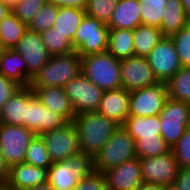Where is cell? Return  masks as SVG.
<instances>
[{"label":"cell","mask_w":190,"mask_h":190,"mask_svg":"<svg viewBox=\"0 0 190 190\" xmlns=\"http://www.w3.org/2000/svg\"><path fill=\"white\" fill-rule=\"evenodd\" d=\"M47 109L61 115L67 122H73L76 114L64 87H31Z\"/></svg>","instance_id":"obj_19"},{"label":"cell","mask_w":190,"mask_h":190,"mask_svg":"<svg viewBox=\"0 0 190 190\" xmlns=\"http://www.w3.org/2000/svg\"><path fill=\"white\" fill-rule=\"evenodd\" d=\"M0 190H16L7 181L0 182Z\"/></svg>","instance_id":"obj_49"},{"label":"cell","mask_w":190,"mask_h":190,"mask_svg":"<svg viewBox=\"0 0 190 190\" xmlns=\"http://www.w3.org/2000/svg\"><path fill=\"white\" fill-rule=\"evenodd\" d=\"M25 190H55V189L51 186V184L48 181H46L45 183L27 188Z\"/></svg>","instance_id":"obj_47"},{"label":"cell","mask_w":190,"mask_h":190,"mask_svg":"<svg viewBox=\"0 0 190 190\" xmlns=\"http://www.w3.org/2000/svg\"><path fill=\"white\" fill-rule=\"evenodd\" d=\"M68 122L59 114L47 109L36 96L34 90L27 86L26 129L35 135L62 128Z\"/></svg>","instance_id":"obj_12"},{"label":"cell","mask_w":190,"mask_h":190,"mask_svg":"<svg viewBox=\"0 0 190 190\" xmlns=\"http://www.w3.org/2000/svg\"><path fill=\"white\" fill-rule=\"evenodd\" d=\"M167 187L155 184V183H149V182H142L141 186L137 190H166Z\"/></svg>","instance_id":"obj_45"},{"label":"cell","mask_w":190,"mask_h":190,"mask_svg":"<svg viewBox=\"0 0 190 190\" xmlns=\"http://www.w3.org/2000/svg\"><path fill=\"white\" fill-rule=\"evenodd\" d=\"M166 190H174L172 187L166 188Z\"/></svg>","instance_id":"obj_52"},{"label":"cell","mask_w":190,"mask_h":190,"mask_svg":"<svg viewBox=\"0 0 190 190\" xmlns=\"http://www.w3.org/2000/svg\"><path fill=\"white\" fill-rule=\"evenodd\" d=\"M186 22L181 0H168L160 25L162 35L170 37L185 27Z\"/></svg>","instance_id":"obj_27"},{"label":"cell","mask_w":190,"mask_h":190,"mask_svg":"<svg viewBox=\"0 0 190 190\" xmlns=\"http://www.w3.org/2000/svg\"><path fill=\"white\" fill-rule=\"evenodd\" d=\"M168 83H156L130 92L128 116L150 117L159 115L168 99Z\"/></svg>","instance_id":"obj_8"},{"label":"cell","mask_w":190,"mask_h":190,"mask_svg":"<svg viewBox=\"0 0 190 190\" xmlns=\"http://www.w3.org/2000/svg\"><path fill=\"white\" fill-rule=\"evenodd\" d=\"M121 60L105 51L81 57V73L100 89L115 90L121 88Z\"/></svg>","instance_id":"obj_4"},{"label":"cell","mask_w":190,"mask_h":190,"mask_svg":"<svg viewBox=\"0 0 190 190\" xmlns=\"http://www.w3.org/2000/svg\"><path fill=\"white\" fill-rule=\"evenodd\" d=\"M64 90L69 97L75 114L97 111L104 90L92 83L83 73L71 79Z\"/></svg>","instance_id":"obj_10"},{"label":"cell","mask_w":190,"mask_h":190,"mask_svg":"<svg viewBox=\"0 0 190 190\" xmlns=\"http://www.w3.org/2000/svg\"><path fill=\"white\" fill-rule=\"evenodd\" d=\"M3 3L8 5L10 8H12L16 3H18L20 0H1Z\"/></svg>","instance_id":"obj_50"},{"label":"cell","mask_w":190,"mask_h":190,"mask_svg":"<svg viewBox=\"0 0 190 190\" xmlns=\"http://www.w3.org/2000/svg\"><path fill=\"white\" fill-rule=\"evenodd\" d=\"M58 6L46 3L32 18L28 29L41 33L53 27L58 13Z\"/></svg>","instance_id":"obj_35"},{"label":"cell","mask_w":190,"mask_h":190,"mask_svg":"<svg viewBox=\"0 0 190 190\" xmlns=\"http://www.w3.org/2000/svg\"><path fill=\"white\" fill-rule=\"evenodd\" d=\"M139 159L144 182L160 184L167 188L173 186L180 167L172 150L163 155Z\"/></svg>","instance_id":"obj_13"},{"label":"cell","mask_w":190,"mask_h":190,"mask_svg":"<svg viewBox=\"0 0 190 190\" xmlns=\"http://www.w3.org/2000/svg\"><path fill=\"white\" fill-rule=\"evenodd\" d=\"M27 86H21L0 109V123L26 128Z\"/></svg>","instance_id":"obj_21"},{"label":"cell","mask_w":190,"mask_h":190,"mask_svg":"<svg viewBox=\"0 0 190 190\" xmlns=\"http://www.w3.org/2000/svg\"><path fill=\"white\" fill-rule=\"evenodd\" d=\"M161 137L172 149L190 125V103L167 99L159 113Z\"/></svg>","instance_id":"obj_7"},{"label":"cell","mask_w":190,"mask_h":190,"mask_svg":"<svg viewBox=\"0 0 190 190\" xmlns=\"http://www.w3.org/2000/svg\"><path fill=\"white\" fill-rule=\"evenodd\" d=\"M109 27L101 20L85 15L74 38V50L82 57L107 51Z\"/></svg>","instance_id":"obj_6"},{"label":"cell","mask_w":190,"mask_h":190,"mask_svg":"<svg viewBox=\"0 0 190 190\" xmlns=\"http://www.w3.org/2000/svg\"><path fill=\"white\" fill-rule=\"evenodd\" d=\"M139 0H119L107 24L109 29L133 30L141 25Z\"/></svg>","instance_id":"obj_22"},{"label":"cell","mask_w":190,"mask_h":190,"mask_svg":"<svg viewBox=\"0 0 190 190\" xmlns=\"http://www.w3.org/2000/svg\"><path fill=\"white\" fill-rule=\"evenodd\" d=\"M138 158L155 157L168 153L171 149L161 137L138 138L135 141Z\"/></svg>","instance_id":"obj_34"},{"label":"cell","mask_w":190,"mask_h":190,"mask_svg":"<svg viewBox=\"0 0 190 190\" xmlns=\"http://www.w3.org/2000/svg\"><path fill=\"white\" fill-rule=\"evenodd\" d=\"M163 37L160 28L139 25L133 29L134 56L146 57Z\"/></svg>","instance_id":"obj_28"},{"label":"cell","mask_w":190,"mask_h":190,"mask_svg":"<svg viewBox=\"0 0 190 190\" xmlns=\"http://www.w3.org/2000/svg\"><path fill=\"white\" fill-rule=\"evenodd\" d=\"M85 15V9L69 6L59 7L53 28L64 34L73 44L75 32Z\"/></svg>","instance_id":"obj_25"},{"label":"cell","mask_w":190,"mask_h":190,"mask_svg":"<svg viewBox=\"0 0 190 190\" xmlns=\"http://www.w3.org/2000/svg\"><path fill=\"white\" fill-rule=\"evenodd\" d=\"M47 2L58 7L69 6L85 9L88 0H47Z\"/></svg>","instance_id":"obj_43"},{"label":"cell","mask_w":190,"mask_h":190,"mask_svg":"<svg viewBox=\"0 0 190 190\" xmlns=\"http://www.w3.org/2000/svg\"><path fill=\"white\" fill-rule=\"evenodd\" d=\"M167 83L170 99L190 103V67H182Z\"/></svg>","instance_id":"obj_30"},{"label":"cell","mask_w":190,"mask_h":190,"mask_svg":"<svg viewBox=\"0 0 190 190\" xmlns=\"http://www.w3.org/2000/svg\"><path fill=\"white\" fill-rule=\"evenodd\" d=\"M35 134L24 126L0 123V148L9 168L23 163Z\"/></svg>","instance_id":"obj_9"},{"label":"cell","mask_w":190,"mask_h":190,"mask_svg":"<svg viewBox=\"0 0 190 190\" xmlns=\"http://www.w3.org/2000/svg\"><path fill=\"white\" fill-rule=\"evenodd\" d=\"M158 81H168L181 68V62L171 37L163 36L146 56Z\"/></svg>","instance_id":"obj_11"},{"label":"cell","mask_w":190,"mask_h":190,"mask_svg":"<svg viewBox=\"0 0 190 190\" xmlns=\"http://www.w3.org/2000/svg\"><path fill=\"white\" fill-rule=\"evenodd\" d=\"M122 127L134 141L138 138L159 137L161 133L159 115L150 117L128 116Z\"/></svg>","instance_id":"obj_24"},{"label":"cell","mask_w":190,"mask_h":190,"mask_svg":"<svg viewBox=\"0 0 190 190\" xmlns=\"http://www.w3.org/2000/svg\"><path fill=\"white\" fill-rule=\"evenodd\" d=\"M28 25L12 12L0 22V41L3 49H13L27 31Z\"/></svg>","instance_id":"obj_29"},{"label":"cell","mask_w":190,"mask_h":190,"mask_svg":"<svg viewBox=\"0 0 190 190\" xmlns=\"http://www.w3.org/2000/svg\"><path fill=\"white\" fill-rule=\"evenodd\" d=\"M186 26L190 28V17L187 18Z\"/></svg>","instance_id":"obj_51"},{"label":"cell","mask_w":190,"mask_h":190,"mask_svg":"<svg viewBox=\"0 0 190 190\" xmlns=\"http://www.w3.org/2000/svg\"><path fill=\"white\" fill-rule=\"evenodd\" d=\"M47 173L48 171L44 168L23 162L9 168L7 182L16 190H25L45 183L47 181Z\"/></svg>","instance_id":"obj_20"},{"label":"cell","mask_w":190,"mask_h":190,"mask_svg":"<svg viewBox=\"0 0 190 190\" xmlns=\"http://www.w3.org/2000/svg\"><path fill=\"white\" fill-rule=\"evenodd\" d=\"M47 3V0H20L12 8L11 12L27 25L33 16Z\"/></svg>","instance_id":"obj_39"},{"label":"cell","mask_w":190,"mask_h":190,"mask_svg":"<svg viewBox=\"0 0 190 190\" xmlns=\"http://www.w3.org/2000/svg\"><path fill=\"white\" fill-rule=\"evenodd\" d=\"M9 175V166L6 164L3 153L0 148V182L7 181Z\"/></svg>","instance_id":"obj_44"},{"label":"cell","mask_w":190,"mask_h":190,"mask_svg":"<svg viewBox=\"0 0 190 190\" xmlns=\"http://www.w3.org/2000/svg\"><path fill=\"white\" fill-rule=\"evenodd\" d=\"M81 56L76 52L50 56L30 82V87H64L81 71Z\"/></svg>","instance_id":"obj_3"},{"label":"cell","mask_w":190,"mask_h":190,"mask_svg":"<svg viewBox=\"0 0 190 190\" xmlns=\"http://www.w3.org/2000/svg\"><path fill=\"white\" fill-rule=\"evenodd\" d=\"M167 3L168 0H139L142 24L160 28Z\"/></svg>","instance_id":"obj_31"},{"label":"cell","mask_w":190,"mask_h":190,"mask_svg":"<svg viewBox=\"0 0 190 190\" xmlns=\"http://www.w3.org/2000/svg\"><path fill=\"white\" fill-rule=\"evenodd\" d=\"M136 157L134 139L122 126H119L88 164L94 171L105 173Z\"/></svg>","instance_id":"obj_2"},{"label":"cell","mask_w":190,"mask_h":190,"mask_svg":"<svg viewBox=\"0 0 190 190\" xmlns=\"http://www.w3.org/2000/svg\"><path fill=\"white\" fill-rule=\"evenodd\" d=\"M73 123L77 129L82 159L90 162L119 127L98 111L76 114Z\"/></svg>","instance_id":"obj_1"},{"label":"cell","mask_w":190,"mask_h":190,"mask_svg":"<svg viewBox=\"0 0 190 190\" xmlns=\"http://www.w3.org/2000/svg\"><path fill=\"white\" fill-rule=\"evenodd\" d=\"M0 73L20 86H30V82L27 80V64L14 49L1 51Z\"/></svg>","instance_id":"obj_23"},{"label":"cell","mask_w":190,"mask_h":190,"mask_svg":"<svg viewBox=\"0 0 190 190\" xmlns=\"http://www.w3.org/2000/svg\"><path fill=\"white\" fill-rule=\"evenodd\" d=\"M107 51L119 60L134 56L133 30L109 29Z\"/></svg>","instance_id":"obj_26"},{"label":"cell","mask_w":190,"mask_h":190,"mask_svg":"<svg viewBox=\"0 0 190 190\" xmlns=\"http://www.w3.org/2000/svg\"><path fill=\"white\" fill-rule=\"evenodd\" d=\"M11 13V8L0 0V22Z\"/></svg>","instance_id":"obj_46"},{"label":"cell","mask_w":190,"mask_h":190,"mask_svg":"<svg viewBox=\"0 0 190 190\" xmlns=\"http://www.w3.org/2000/svg\"><path fill=\"white\" fill-rule=\"evenodd\" d=\"M170 37L174 42L182 67H190V28L185 26Z\"/></svg>","instance_id":"obj_38"},{"label":"cell","mask_w":190,"mask_h":190,"mask_svg":"<svg viewBox=\"0 0 190 190\" xmlns=\"http://www.w3.org/2000/svg\"><path fill=\"white\" fill-rule=\"evenodd\" d=\"M174 190H190V168H180L174 180Z\"/></svg>","instance_id":"obj_42"},{"label":"cell","mask_w":190,"mask_h":190,"mask_svg":"<svg viewBox=\"0 0 190 190\" xmlns=\"http://www.w3.org/2000/svg\"><path fill=\"white\" fill-rule=\"evenodd\" d=\"M120 70L121 88L129 92L148 87L158 81L146 57L132 56L122 59Z\"/></svg>","instance_id":"obj_15"},{"label":"cell","mask_w":190,"mask_h":190,"mask_svg":"<svg viewBox=\"0 0 190 190\" xmlns=\"http://www.w3.org/2000/svg\"><path fill=\"white\" fill-rule=\"evenodd\" d=\"M20 87L15 81L0 73V109Z\"/></svg>","instance_id":"obj_41"},{"label":"cell","mask_w":190,"mask_h":190,"mask_svg":"<svg viewBox=\"0 0 190 190\" xmlns=\"http://www.w3.org/2000/svg\"><path fill=\"white\" fill-rule=\"evenodd\" d=\"M89 167L83 159L52 163L47 181L55 190H73L83 172Z\"/></svg>","instance_id":"obj_16"},{"label":"cell","mask_w":190,"mask_h":190,"mask_svg":"<svg viewBox=\"0 0 190 190\" xmlns=\"http://www.w3.org/2000/svg\"><path fill=\"white\" fill-rule=\"evenodd\" d=\"M52 163L82 159L79 148L78 133L73 122L62 128L40 134Z\"/></svg>","instance_id":"obj_5"},{"label":"cell","mask_w":190,"mask_h":190,"mask_svg":"<svg viewBox=\"0 0 190 190\" xmlns=\"http://www.w3.org/2000/svg\"><path fill=\"white\" fill-rule=\"evenodd\" d=\"M119 0H88L85 12L87 15L108 24Z\"/></svg>","instance_id":"obj_36"},{"label":"cell","mask_w":190,"mask_h":190,"mask_svg":"<svg viewBox=\"0 0 190 190\" xmlns=\"http://www.w3.org/2000/svg\"><path fill=\"white\" fill-rule=\"evenodd\" d=\"M42 41L48 51L52 55H62L74 52L72 42L53 27L40 33Z\"/></svg>","instance_id":"obj_32"},{"label":"cell","mask_w":190,"mask_h":190,"mask_svg":"<svg viewBox=\"0 0 190 190\" xmlns=\"http://www.w3.org/2000/svg\"><path fill=\"white\" fill-rule=\"evenodd\" d=\"M73 190H108L105 175L88 167Z\"/></svg>","instance_id":"obj_37"},{"label":"cell","mask_w":190,"mask_h":190,"mask_svg":"<svg viewBox=\"0 0 190 190\" xmlns=\"http://www.w3.org/2000/svg\"><path fill=\"white\" fill-rule=\"evenodd\" d=\"M186 18L190 17V0H181Z\"/></svg>","instance_id":"obj_48"},{"label":"cell","mask_w":190,"mask_h":190,"mask_svg":"<svg viewBox=\"0 0 190 190\" xmlns=\"http://www.w3.org/2000/svg\"><path fill=\"white\" fill-rule=\"evenodd\" d=\"M129 96L123 88L106 90L97 111L122 126L129 114Z\"/></svg>","instance_id":"obj_18"},{"label":"cell","mask_w":190,"mask_h":190,"mask_svg":"<svg viewBox=\"0 0 190 190\" xmlns=\"http://www.w3.org/2000/svg\"><path fill=\"white\" fill-rule=\"evenodd\" d=\"M171 150L180 168H190V125Z\"/></svg>","instance_id":"obj_40"},{"label":"cell","mask_w":190,"mask_h":190,"mask_svg":"<svg viewBox=\"0 0 190 190\" xmlns=\"http://www.w3.org/2000/svg\"><path fill=\"white\" fill-rule=\"evenodd\" d=\"M27 64V80H31L45 66L50 58L40 33L27 29L13 48Z\"/></svg>","instance_id":"obj_14"},{"label":"cell","mask_w":190,"mask_h":190,"mask_svg":"<svg viewBox=\"0 0 190 190\" xmlns=\"http://www.w3.org/2000/svg\"><path fill=\"white\" fill-rule=\"evenodd\" d=\"M25 163L44 168L48 171L52 165L44 140L40 135H35L26 150Z\"/></svg>","instance_id":"obj_33"},{"label":"cell","mask_w":190,"mask_h":190,"mask_svg":"<svg viewBox=\"0 0 190 190\" xmlns=\"http://www.w3.org/2000/svg\"><path fill=\"white\" fill-rule=\"evenodd\" d=\"M103 174L108 190H137L143 182L138 157L123 162Z\"/></svg>","instance_id":"obj_17"}]
</instances>
